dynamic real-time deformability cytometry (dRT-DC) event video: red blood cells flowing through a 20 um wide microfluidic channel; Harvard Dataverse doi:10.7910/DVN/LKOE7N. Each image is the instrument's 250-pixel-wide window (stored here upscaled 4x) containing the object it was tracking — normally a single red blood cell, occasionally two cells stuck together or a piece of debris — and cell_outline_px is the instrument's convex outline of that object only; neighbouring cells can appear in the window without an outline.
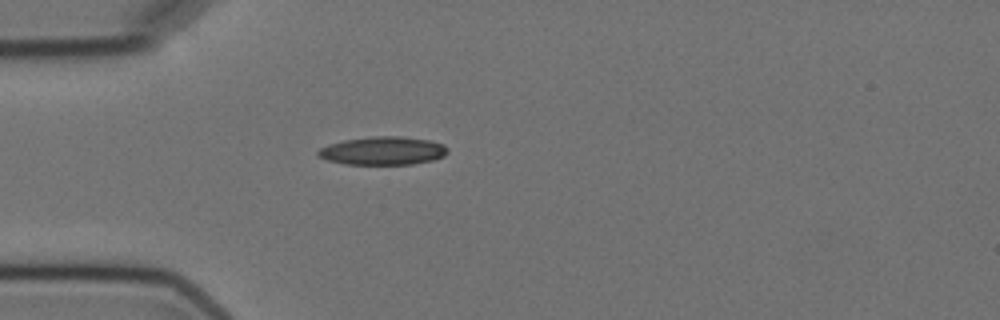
{"species": "Egyptian fruit bat (a non-hibernating species)", "species_latin": "Rousettus aegyptiacus", "temperature_condition": "cold", "stored_images_in_passage": 1, "camera_frame_rate_fps": 3000, "um_per_image_px": 0.085, "animal": {"sex": "female"}, "frame": {"image": 1, "passage_image": 1, "time_ms": 0.0, "image_size_px": [1000, 320], "cell_outline_px": [[448, 152], [444, 156], [432, 160], [412, 164], [344, 164], [328, 160], [316, 156], [316, 152], [320, 148], [328, 144], [344, 140], [372, 136], [400, 136], [428, 140], [444, 144], [448, 148]], "centroid_in_image_um": [32.53, 12.81], "position_along_channel_um": 52.5, "area_um2": 21.39}}